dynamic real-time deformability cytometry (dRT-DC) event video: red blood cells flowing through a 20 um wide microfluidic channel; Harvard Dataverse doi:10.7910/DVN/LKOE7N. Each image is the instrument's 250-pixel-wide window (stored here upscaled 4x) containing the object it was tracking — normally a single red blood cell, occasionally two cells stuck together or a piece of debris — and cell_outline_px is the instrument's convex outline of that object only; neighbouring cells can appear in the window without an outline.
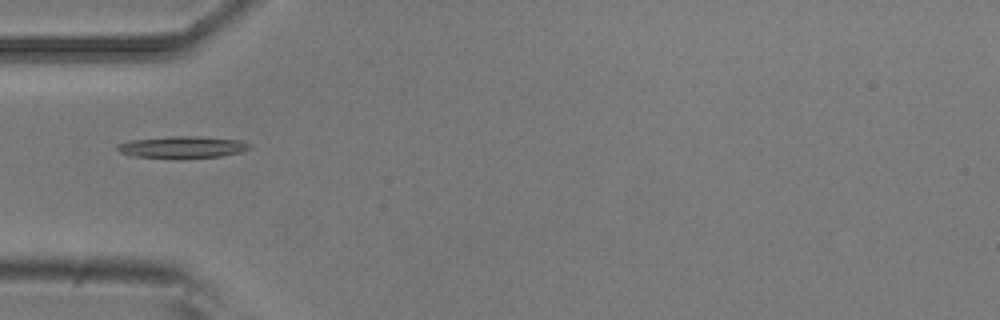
{"species": "common noctule bat (a hibernating species)", "species_latin": "Nyctalus noctula", "temperature_condition": "room temperature", "stored_images_in_passage": 4, "camera_frame_rate_fps": 3000, "um_per_image_px": 0.085, "animal": {"sex": "male", "body_mass_g": 20.5, "forearm_length_mm": 52.5}, "frame": {"image": 1, "passage_image": 1, "time_ms": 0.0, "image_size_px": [1000, 320], "cell_outline_px": [[252, 148], [240, 152], [220, 156], [180, 160], [132, 156], [120, 152], [116, 148], [116, 144], [128, 140], [168, 136], [200, 136], [240, 140], [252, 144]], "centroid_in_image_um": [15.48, 12.52], "position_along_channel_um": 69.5, "area_um2": 17.57}}
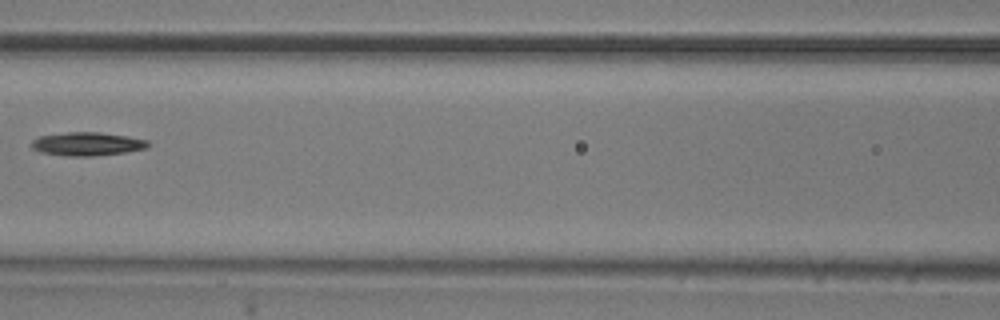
{"frame": {"image": 2, "passage_image": 3, "time_ms": 0.667, "image_size_px": [1000, 320], "cell_outline_px": [[152, 144], [148, 148], [124, 152], [92, 156], [64, 156], [40, 152], [32, 148], [32, 140], [36, 136], [68, 132], [96, 132], [128, 136], [148, 140]], "centroid_in_image_um": [7.41, 12.23], "position_along_channel_um": 159.2, "area_um2": 16.07}}
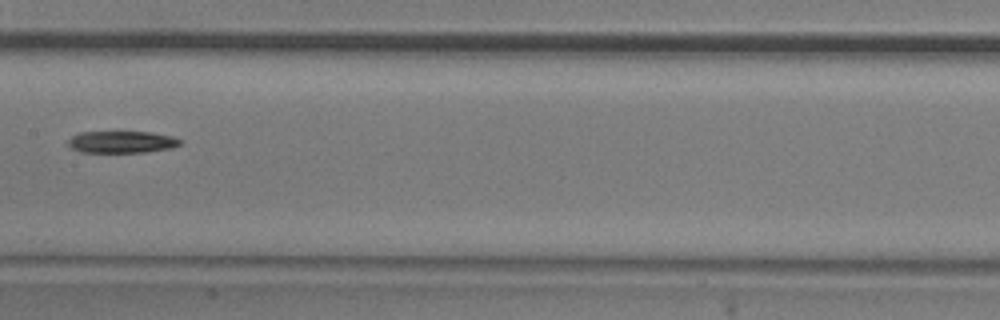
{"frame": {"image": 3, "passage_image": 4, "time_ms": 1.0, "image_size_px": [1000, 320], "cell_outline_px": [[180, 144], [172, 148], [144, 152], [80, 152], [68, 148], [64, 144], [72, 136], [80, 132], [152, 132], [172, 136], [180, 140]], "centroid_in_image_um": [10.27, 12.07], "position_along_channel_um": 197.1, "area_um2": 14.45}}